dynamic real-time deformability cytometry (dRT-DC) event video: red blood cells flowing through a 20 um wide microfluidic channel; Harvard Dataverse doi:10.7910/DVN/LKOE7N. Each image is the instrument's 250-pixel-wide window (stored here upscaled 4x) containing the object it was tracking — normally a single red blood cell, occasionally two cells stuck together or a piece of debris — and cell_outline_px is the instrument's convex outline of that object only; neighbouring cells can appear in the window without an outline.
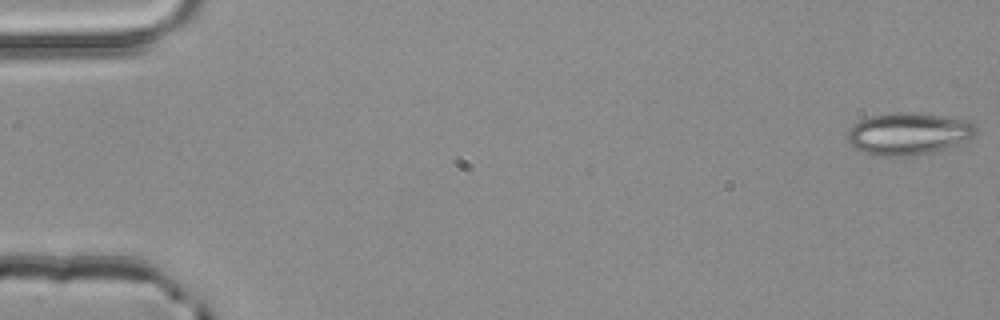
{"species": "common noctule bat (a hibernating species)", "species_latin": "Nyctalus noctula", "temperature_condition": "room temperature", "stored_images_in_passage": 5, "segment_of_instrument_passage": [2, 2], "camera_frame_rate_fps": 3000, "um_per_image_px": 0.085, "animal": {"sex": "male", "body_mass_g": 20.4}, "frame": {"image": 1, "passage_image": 5, "time_ms": 1.333, "image_size_px": [1000, 320], "cell_outline_px": [[976, 132], [968, 140], [932, 152], [904, 156], [872, 156], [856, 148], [848, 140], [848, 132], [860, 120], [872, 116], [892, 112], [904, 112], [968, 120], [976, 128]], "centroid_in_image_um": [77.2, 11.38], "position_along_channel_um": 7.8, "area_um2": 30.81}}